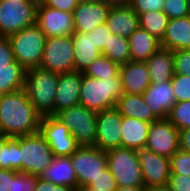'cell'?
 I'll return each instance as SVG.
<instances>
[{"mask_svg": "<svg viewBox=\"0 0 190 191\" xmlns=\"http://www.w3.org/2000/svg\"><path fill=\"white\" fill-rule=\"evenodd\" d=\"M41 119L24 89L0 96V133L9 137L36 134Z\"/></svg>", "mask_w": 190, "mask_h": 191, "instance_id": "1", "label": "cell"}, {"mask_svg": "<svg viewBox=\"0 0 190 191\" xmlns=\"http://www.w3.org/2000/svg\"><path fill=\"white\" fill-rule=\"evenodd\" d=\"M58 79V74L40 67L26 70L24 90L42 117L55 115V94Z\"/></svg>", "mask_w": 190, "mask_h": 191, "instance_id": "2", "label": "cell"}, {"mask_svg": "<svg viewBox=\"0 0 190 191\" xmlns=\"http://www.w3.org/2000/svg\"><path fill=\"white\" fill-rule=\"evenodd\" d=\"M121 78L97 79L82 73L79 104L96 113L115 108L123 95Z\"/></svg>", "mask_w": 190, "mask_h": 191, "instance_id": "3", "label": "cell"}, {"mask_svg": "<svg viewBox=\"0 0 190 191\" xmlns=\"http://www.w3.org/2000/svg\"><path fill=\"white\" fill-rule=\"evenodd\" d=\"M14 59L25 70L40 67L46 35L35 23L8 36Z\"/></svg>", "mask_w": 190, "mask_h": 191, "instance_id": "4", "label": "cell"}, {"mask_svg": "<svg viewBox=\"0 0 190 191\" xmlns=\"http://www.w3.org/2000/svg\"><path fill=\"white\" fill-rule=\"evenodd\" d=\"M107 167L118 187H145L137 150L117 147L106 151Z\"/></svg>", "mask_w": 190, "mask_h": 191, "instance_id": "5", "label": "cell"}, {"mask_svg": "<svg viewBox=\"0 0 190 191\" xmlns=\"http://www.w3.org/2000/svg\"><path fill=\"white\" fill-rule=\"evenodd\" d=\"M72 133L79 146H94L97 137V113L81 104L54 115Z\"/></svg>", "mask_w": 190, "mask_h": 191, "instance_id": "6", "label": "cell"}, {"mask_svg": "<svg viewBox=\"0 0 190 191\" xmlns=\"http://www.w3.org/2000/svg\"><path fill=\"white\" fill-rule=\"evenodd\" d=\"M54 159L49 144L40 133L20 136L22 172L40 176Z\"/></svg>", "mask_w": 190, "mask_h": 191, "instance_id": "7", "label": "cell"}, {"mask_svg": "<svg viewBox=\"0 0 190 191\" xmlns=\"http://www.w3.org/2000/svg\"><path fill=\"white\" fill-rule=\"evenodd\" d=\"M37 4L0 0V36L19 32L36 23Z\"/></svg>", "mask_w": 190, "mask_h": 191, "instance_id": "8", "label": "cell"}, {"mask_svg": "<svg viewBox=\"0 0 190 191\" xmlns=\"http://www.w3.org/2000/svg\"><path fill=\"white\" fill-rule=\"evenodd\" d=\"M40 68L55 74L75 71L71 36L47 38Z\"/></svg>", "mask_w": 190, "mask_h": 191, "instance_id": "9", "label": "cell"}, {"mask_svg": "<svg viewBox=\"0 0 190 191\" xmlns=\"http://www.w3.org/2000/svg\"><path fill=\"white\" fill-rule=\"evenodd\" d=\"M78 185H89L107 168L106 153L95 146H80L71 156Z\"/></svg>", "mask_w": 190, "mask_h": 191, "instance_id": "10", "label": "cell"}, {"mask_svg": "<svg viewBox=\"0 0 190 191\" xmlns=\"http://www.w3.org/2000/svg\"><path fill=\"white\" fill-rule=\"evenodd\" d=\"M39 133L49 144L54 157H70L80 147L70 130L54 115L42 117Z\"/></svg>", "mask_w": 190, "mask_h": 191, "instance_id": "11", "label": "cell"}, {"mask_svg": "<svg viewBox=\"0 0 190 191\" xmlns=\"http://www.w3.org/2000/svg\"><path fill=\"white\" fill-rule=\"evenodd\" d=\"M145 149L170 158L180 149L179 130L168 118H159L151 123Z\"/></svg>", "mask_w": 190, "mask_h": 191, "instance_id": "12", "label": "cell"}, {"mask_svg": "<svg viewBox=\"0 0 190 191\" xmlns=\"http://www.w3.org/2000/svg\"><path fill=\"white\" fill-rule=\"evenodd\" d=\"M145 188L164 187L170 177L169 158L145 148L137 150Z\"/></svg>", "mask_w": 190, "mask_h": 191, "instance_id": "13", "label": "cell"}, {"mask_svg": "<svg viewBox=\"0 0 190 191\" xmlns=\"http://www.w3.org/2000/svg\"><path fill=\"white\" fill-rule=\"evenodd\" d=\"M73 13L37 6L36 24L47 38L71 36L75 33Z\"/></svg>", "mask_w": 190, "mask_h": 191, "instance_id": "14", "label": "cell"}, {"mask_svg": "<svg viewBox=\"0 0 190 191\" xmlns=\"http://www.w3.org/2000/svg\"><path fill=\"white\" fill-rule=\"evenodd\" d=\"M122 116L116 108L97 113L95 147L106 152L121 147Z\"/></svg>", "mask_w": 190, "mask_h": 191, "instance_id": "15", "label": "cell"}, {"mask_svg": "<svg viewBox=\"0 0 190 191\" xmlns=\"http://www.w3.org/2000/svg\"><path fill=\"white\" fill-rule=\"evenodd\" d=\"M110 8L103 0L79 1L73 11L75 32L89 33L105 23Z\"/></svg>", "mask_w": 190, "mask_h": 191, "instance_id": "16", "label": "cell"}, {"mask_svg": "<svg viewBox=\"0 0 190 191\" xmlns=\"http://www.w3.org/2000/svg\"><path fill=\"white\" fill-rule=\"evenodd\" d=\"M82 72L71 71L59 74L55 94V114L80 102Z\"/></svg>", "mask_w": 190, "mask_h": 191, "instance_id": "17", "label": "cell"}, {"mask_svg": "<svg viewBox=\"0 0 190 191\" xmlns=\"http://www.w3.org/2000/svg\"><path fill=\"white\" fill-rule=\"evenodd\" d=\"M142 96L145 103L158 119L168 118L171 108L176 103L171 80L150 84Z\"/></svg>", "mask_w": 190, "mask_h": 191, "instance_id": "18", "label": "cell"}, {"mask_svg": "<svg viewBox=\"0 0 190 191\" xmlns=\"http://www.w3.org/2000/svg\"><path fill=\"white\" fill-rule=\"evenodd\" d=\"M119 75L124 93L142 95L151 84L145 62L130 60L128 63L120 66Z\"/></svg>", "mask_w": 190, "mask_h": 191, "instance_id": "19", "label": "cell"}, {"mask_svg": "<svg viewBox=\"0 0 190 191\" xmlns=\"http://www.w3.org/2000/svg\"><path fill=\"white\" fill-rule=\"evenodd\" d=\"M114 35L129 38L140 27L139 15L131 6L111 7L106 20Z\"/></svg>", "mask_w": 190, "mask_h": 191, "instance_id": "20", "label": "cell"}, {"mask_svg": "<svg viewBox=\"0 0 190 191\" xmlns=\"http://www.w3.org/2000/svg\"><path fill=\"white\" fill-rule=\"evenodd\" d=\"M160 46L172 51L190 49V21L188 16L169 19Z\"/></svg>", "mask_w": 190, "mask_h": 191, "instance_id": "21", "label": "cell"}, {"mask_svg": "<svg viewBox=\"0 0 190 191\" xmlns=\"http://www.w3.org/2000/svg\"><path fill=\"white\" fill-rule=\"evenodd\" d=\"M151 123L122 116L121 147L140 150L145 148Z\"/></svg>", "mask_w": 190, "mask_h": 191, "instance_id": "22", "label": "cell"}, {"mask_svg": "<svg viewBox=\"0 0 190 191\" xmlns=\"http://www.w3.org/2000/svg\"><path fill=\"white\" fill-rule=\"evenodd\" d=\"M74 48L75 70L84 73L88 67L101 56V51L95 45L89 33L71 35Z\"/></svg>", "mask_w": 190, "mask_h": 191, "instance_id": "23", "label": "cell"}, {"mask_svg": "<svg viewBox=\"0 0 190 191\" xmlns=\"http://www.w3.org/2000/svg\"><path fill=\"white\" fill-rule=\"evenodd\" d=\"M55 185L76 188L78 185L77 175L72 166L70 157H54L51 164L39 176Z\"/></svg>", "mask_w": 190, "mask_h": 191, "instance_id": "24", "label": "cell"}, {"mask_svg": "<svg viewBox=\"0 0 190 191\" xmlns=\"http://www.w3.org/2000/svg\"><path fill=\"white\" fill-rule=\"evenodd\" d=\"M145 63L151 84L169 81L175 74L172 50L159 48Z\"/></svg>", "mask_w": 190, "mask_h": 191, "instance_id": "25", "label": "cell"}, {"mask_svg": "<svg viewBox=\"0 0 190 191\" xmlns=\"http://www.w3.org/2000/svg\"><path fill=\"white\" fill-rule=\"evenodd\" d=\"M132 61L146 62L159 48L160 41L139 27L128 38Z\"/></svg>", "mask_w": 190, "mask_h": 191, "instance_id": "26", "label": "cell"}, {"mask_svg": "<svg viewBox=\"0 0 190 191\" xmlns=\"http://www.w3.org/2000/svg\"><path fill=\"white\" fill-rule=\"evenodd\" d=\"M115 108L121 116L137 118L148 123L158 119L145 103L142 95L123 93L122 97L117 101Z\"/></svg>", "mask_w": 190, "mask_h": 191, "instance_id": "27", "label": "cell"}, {"mask_svg": "<svg viewBox=\"0 0 190 191\" xmlns=\"http://www.w3.org/2000/svg\"><path fill=\"white\" fill-rule=\"evenodd\" d=\"M26 70L16 61L0 67V95L24 89Z\"/></svg>", "mask_w": 190, "mask_h": 191, "instance_id": "28", "label": "cell"}, {"mask_svg": "<svg viewBox=\"0 0 190 191\" xmlns=\"http://www.w3.org/2000/svg\"><path fill=\"white\" fill-rule=\"evenodd\" d=\"M101 55L107 56L119 66L128 63L131 60L128 38L113 34L108 41L107 47L101 52Z\"/></svg>", "mask_w": 190, "mask_h": 191, "instance_id": "29", "label": "cell"}, {"mask_svg": "<svg viewBox=\"0 0 190 191\" xmlns=\"http://www.w3.org/2000/svg\"><path fill=\"white\" fill-rule=\"evenodd\" d=\"M168 21V16L160 11H151L139 15L140 27L159 41L162 40L165 34Z\"/></svg>", "mask_w": 190, "mask_h": 191, "instance_id": "30", "label": "cell"}, {"mask_svg": "<svg viewBox=\"0 0 190 191\" xmlns=\"http://www.w3.org/2000/svg\"><path fill=\"white\" fill-rule=\"evenodd\" d=\"M120 66L111 61L107 56L98 57L84 72L85 75L97 79L120 78Z\"/></svg>", "mask_w": 190, "mask_h": 191, "instance_id": "31", "label": "cell"}, {"mask_svg": "<svg viewBox=\"0 0 190 191\" xmlns=\"http://www.w3.org/2000/svg\"><path fill=\"white\" fill-rule=\"evenodd\" d=\"M2 169L22 172L20 136L10 137L2 148Z\"/></svg>", "mask_w": 190, "mask_h": 191, "instance_id": "32", "label": "cell"}, {"mask_svg": "<svg viewBox=\"0 0 190 191\" xmlns=\"http://www.w3.org/2000/svg\"><path fill=\"white\" fill-rule=\"evenodd\" d=\"M169 121L179 130L190 127V101L176 102L168 115Z\"/></svg>", "mask_w": 190, "mask_h": 191, "instance_id": "33", "label": "cell"}, {"mask_svg": "<svg viewBox=\"0 0 190 191\" xmlns=\"http://www.w3.org/2000/svg\"><path fill=\"white\" fill-rule=\"evenodd\" d=\"M170 174L190 175V152L179 149L169 158Z\"/></svg>", "mask_w": 190, "mask_h": 191, "instance_id": "34", "label": "cell"}, {"mask_svg": "<svg viewBox=\"0 0 190 191\" xmlns=\"http://www.w3.org/2000/svg\"><path fill=\"white\" fill-rule=\"evenodd\" d=\"M163 12L169 19L186 17L190 14V0H166Z\"/></svg>", "mask_w": 190, "mask_h": 191, "instance_id": "35", "label": "cell"}, {"mask_svg": "<svg viewBox=\"0 0 190 191\" xmlns=\"http://www.w3.org/2000/svg\"><path fill=\"white\" fill-rule=\"evenodd\" d=\"M176 102L190 101V77L174 74L171 79Z\"/></svg>", "mask_w": 190, "mask_h": 191, "instance_id": "36", "label": "cell"}, {"mask_svg": "<svg viewBox=\"0 0 190 191\" xmlns=\"http://www.w3.org/2000/svg\"><path fill=\"white\" fill-rule=\"evenodd\" d=\"M38 176L18 172L11 180V191H35Z\"/></svg>", "mask_w": 190, "mask_h": 191, "instance_id": "37", "label": "cell"}, {"mask_svg": "<svg viewBox=\"0 0 190 191\" xmlns=\"http://www.w3.org/2000/svg\"><path fill=\"white\" fill-rule=\"evenodd\" d=\"M100 191H115L118 187L117 181L109 171L108 167L102 171V174L93 179L88 185Z\"/></svg>", "mask_w": 190, "mask_h": 191, "instance_id": "38", "label": "cell"}, {"mask_svg": "<svg viewBox=\"0 0 190 191\" xmlns=\"http://www.w3.org/2000/svg\"><path fill=\"white\" fill-rule=\"evenodd\" d=\"M175 74L190 77V49L173 51Z\"/></svg>", "mask_w": 190, "mask_h": 191, "instance_id": "39", "label": "cell"}, {"mask_svg": "<svg viewBox=\"0 0 190 191\" xmlns=\"http://www.w3.org/2000/svg\"><path fill=\"white\" fill-rule=\"evenodd\" d=\"M166 0H133L131 7L138 14L151 11L163 12Z\"/></svg>", "mask_w": 190, "mask_h": 191, "instance_id": "40", "label": "cell"}, {"mask_svg": "<svg viewBox=\"0 0 190 191\" xmlns=\"http://www.w3.org/2000/svg\"><path fill=\"white\" fill-rule=\"evenodd\" d=\"M89 36H92V39L97 46V48L102 52L105 47L108 45V41L113 33L107 26V23H103L100 26H97L93 31L89 32Z\"/></svg>", "mask_w": 190, "mask_h": 191, "instance_id": "41", "label": "cell"}, {"mask_svg": "<svg viewBox=\"0 0 190 191\" xmlns=\"http://www.w3.org/2000/svg\"><path fill=\"white\" fill-rule=\"evenodd\" d=\"M15 61L11 42L8 37L0 36V67H10Z\"/></svg>", "mask_w": 190, "mask_h": 191, "instance_id": "42", "label": "cell"}, {"mask_svg": "<svg viewBox=\"0 0 190 191\" xmlns=\"http://www.w3.org/2000/svg\"><path fill=\"white\" fill-rule=\"evenodd\" d=\"M167 187L170 191H190V175L170 174Z\"/></svg>", "mask_w": 190, "mask_h": 191, "instance_id": "43", "label": "cell"}, {"mask_svg": "<svg viewBox=\"0 0 190 191\" xmlns=\"http://www.w3.org/2000/svg\"><path fill=\"white\" fill-rule=\"evenodd\" d=\"M78 3L79 0H44L41 5L73 13Z\"/></svg>", "mask_w": 190, "mask_h": 191, "instance_id": "44", "label": "cell"}, {"mask_svg": "<svg viewBox=\"0 0 190 191\" xmlns=\"http://www.w3.org/2000/svg\"><path fill=\"white\" fill-rule=\"evenodd\" d=\"M18 172L17 170L0 169V191H11V180Z\"/></svg>", "mask_w": 190, "mask_h": 191, "instance_id": "45", "label": "cell"}, {"mask_svg": "<svg viewBox=\"0 0 190 191\" xmlns=\"http://www.w3.org/2000/svg\"><path fill=\"white\" fill-rule=\"evenodd\" d=\"M180 149L190 152V127L179 131Z\"/></svg>", "mask_w": 190, "mask_h": 191, "instance_id": "46", "label": "cell"}, {"mask_svg": "<svg viewBox=\"0 0 190 191\" xmlns=\"http://www.w3.org/2000/svg\"><path fill=\"white\" fill-rule=\"evenodd\" d=\"M35 191H53V183L38 176Z\"/></svg>", "mask_w": 190, "mask_h": 191, "instance_id": "47", "label": "cell"}, {"mask_svg": "<svg viewBox=\"0 0 190 191\" xmlns=\"http://www.w3.org/2000/svg\"><path fill=\"white\" fill-rule=\"evenodd\" d=\"M110 7L131 6L133 0H103Z\"/></svg>", "mask_w": 190, "mask_h": 191, "instance_id": "48", "label": "cell"}, {"mask_svg": "<svg viewBox=\"0 0 190 191\" xmlns=\"http://www.w3.org/2000/svg\"><path fill=\"white\" fill-rule=\"evenodd\" d=\"M9 138V136L0 133V169H2V148Z\"/></svg>", "mask_w": 190, "mask_h": 191, "instance_id": "49", "label": "cell"}, {"mask_svg": "<svg viewBox=\"0 0 190 191\" xmlns=\"http://www.w3.org/2000/svg\"><path fill=\"white\" fill-rule=\"evenodd\" d=\"M115 191H146L145 187L125 186L117 187Z\"/></svg>", "mask_w": 190, "mask_h": 191, "instance_id": "50", "label": "cell"}, {"mask_svg": "<svg viewBox=\"0 0 190 191\" xmlns=\"http://www.w3.org/2000/svg\"><path fill=\"white\" fill-rule=\"evenodd\" d=\"M53 191H75L74 187L55 185L53 183Z\"/></svg>", "mask_w": 190, "mask_h": 191, "instance_id": "51", "label": "cell"}, {"mask_svg": "<svg viewBox=\"0 0 190 191\" xmlns=\"http://www.w3.org/2000/svg\"><path fill=\"white\" fill-rule=\"evenodd\" d=\"M75 191H100V190H97L96 188H92L88 185H80L75 188Z\"/></svg>", "mask_w": 190, "mask_h": 191, "instance_id": "52", "label": "cell"}, {"mask_svg": "<svg viewBox=\"0 0 190 191\" xmlns=\"http://www.w3.org/2000/svg\"><path fill=\"white\" fill-rule=\"evenodd\" d=\"M146 191H170L167 186L164 187H154L146 189Z\"/></svg>", "mask_w": 190, "mask_h": 191, "instance_id": "53", "label": "cell"}, {"mask_svg": "<svg viewBox=\"0 0 190 191\" xmlns=\"http://www.w3.org/2000/svg\"><path fill=\"white\" fill-rule=\"evenodd\" d=\"M30 1L36 3L37 5H40L43 3L44 0H30Z\"/></svg>", "mask_w": 190, "mask_h": 191, "instance_id": "54", "label": "cell"}, {"mask_svg": "<svg viewBox=\"0 0 190 191\" xmlns=\"http://www.w3.org/2000/svg\"><path fill=\"white\" fill-rule=\"evenodd\" d=\"M10 1H14V2H31L30 0H10Z\"/></svg>", "mask_w": 190, "mask_h": 191, "instance_id": "55", "label": "cell"}, {"mask_svg": "<svg viewBox=\"0 0 190 191\" xmlns=\"http://www.w3.org/2000/svg\"><path fill=\"white\" fill-rule=\"evenodd\" d=\"M79 1H100V0H79Z\"/></svg>", "mask_w": 190, "mask_h": 191, "instance_id": "56", "label": "cell"}]
</instances>
